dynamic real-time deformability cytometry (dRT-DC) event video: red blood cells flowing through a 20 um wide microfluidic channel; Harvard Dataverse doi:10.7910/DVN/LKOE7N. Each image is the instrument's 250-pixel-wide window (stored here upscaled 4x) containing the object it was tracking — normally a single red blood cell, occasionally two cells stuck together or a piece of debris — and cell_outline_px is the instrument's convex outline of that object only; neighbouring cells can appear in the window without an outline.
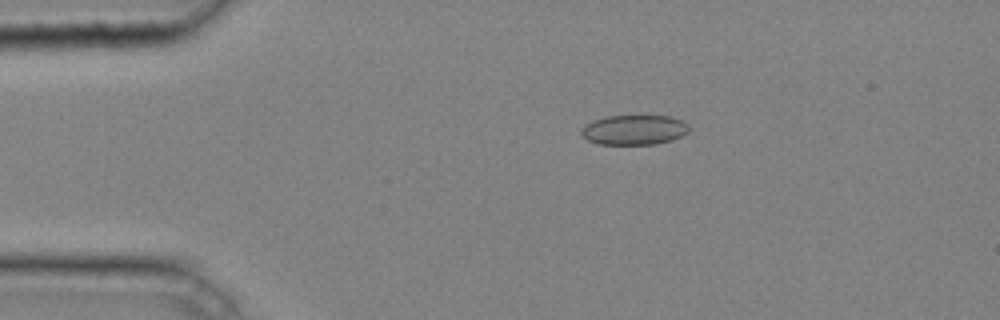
{"species": "common noctule bat (a hibernating species)", "species_latin": "Nyctalus noctula", "temperature_condition": "cold", "stored_images_in_passage": 42, "camera_frame_rate_fps": 3000, "um_per_image_px": 0.085, "animal": {"sex": "male", "body_mass_g": 20.4}, "frame": {"image": 1, "passage_image": 9, "time_ms": 2.667, "image_size_px": [1000, 320], "cell_outline_px": [[692, 128], [688, 132], [672, 140], [656, 144], [596, 144], [580, 136], [580, 128], [584, 124], [592, 120], [604, 116], [668, 116], [680, 120], [688, 124]], "centroid_in_image_um": [53.85, 11.04], "position_along_channel_um": 31.2, "area_um2": 19.02}}
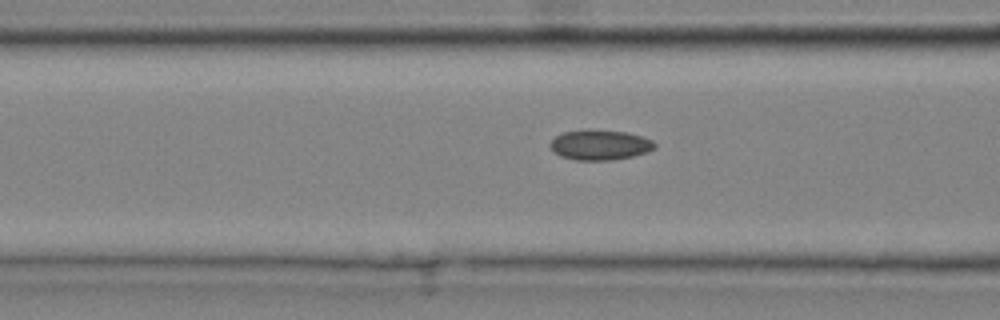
{"frame": {"image": 2, "passage_image": 18, "time_ms": 5.667, "image_size_px": [1000, 320], "cell_outline_px": [[656, 148], [648, 152], [632, 156], [612, 160], [576, 160], [560, 156], [548, 144], [556, 136], [564, 132], [588, 128], [628, 132], [652, 140], [656, 144]], "centroid_in_image_um": [51.01, 12.3], "position_along_channel_um": 115.6, "area_um2": 18.55}}
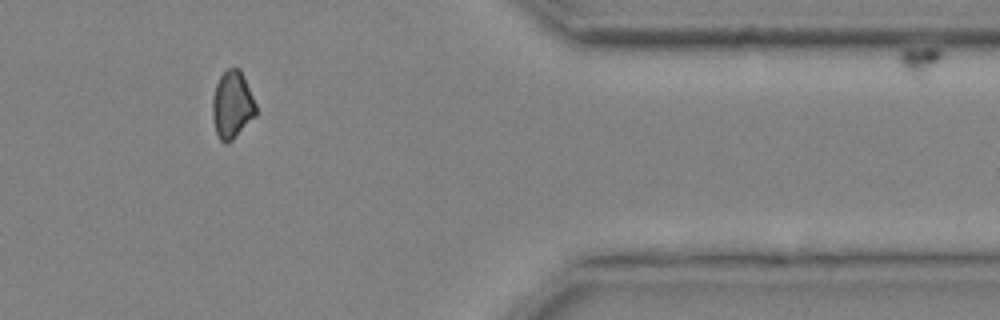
{"frame": {"image": 3, "passage_image": 39, "time_ms": 12.667, "image_size_px": [1000, 320], "cell_outline_px": [[256, 116], [228, 144], [224, 144], [220, 140], [216, 132], [212, 120], [212, 96], [216, 84], [220, 76], [228, 68], [240, 68], [256, 104]], "centroid_in_image_um": [19.72, 8.93], "position_along_channel_um": 391.7, "area_um2": 17.22}}